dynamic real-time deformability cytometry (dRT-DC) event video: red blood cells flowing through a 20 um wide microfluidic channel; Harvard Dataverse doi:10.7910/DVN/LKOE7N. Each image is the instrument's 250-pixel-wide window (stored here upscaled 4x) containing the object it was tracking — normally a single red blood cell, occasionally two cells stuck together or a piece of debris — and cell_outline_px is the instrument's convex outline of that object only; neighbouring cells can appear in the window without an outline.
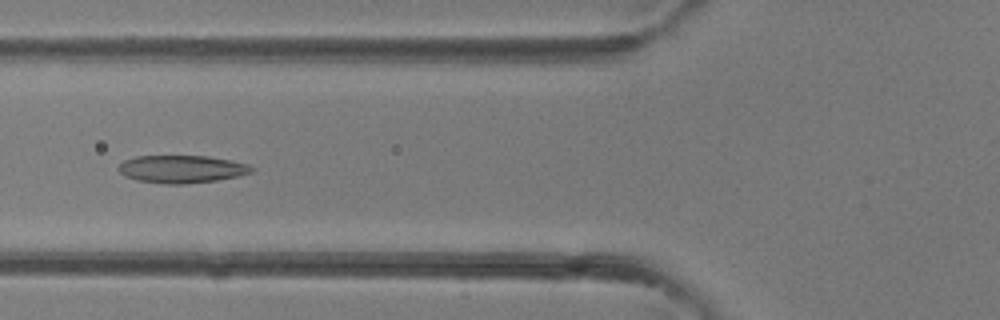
{"species": "common noctule bat (a hibernating species)", "species_latin": "Nyctalus noctula", "temperature_condition": "room temperature", "stored_images_in_passage": 40, "camera_frame_rate_fps": 3000, "um_per_image_px": 0.085, "animal": {"sex": "female"}, "frame": {"image": 1, "passage_image": 15, "time_ms": 4.667, "image_size_px": [1000, 320], "cell_outline_px": [[256, 168], [252, 172], [236, 176], [216, 180], [184, 184], [164, 184], [136, 180], [124, 176], [116, 168], [124, 160], [136, 156], [208, 156], [248, 164]], "centroid_in_image_um": [15.41, 14.37], "position_along_channel_um": 110.4, "area_um2": 21.44}}
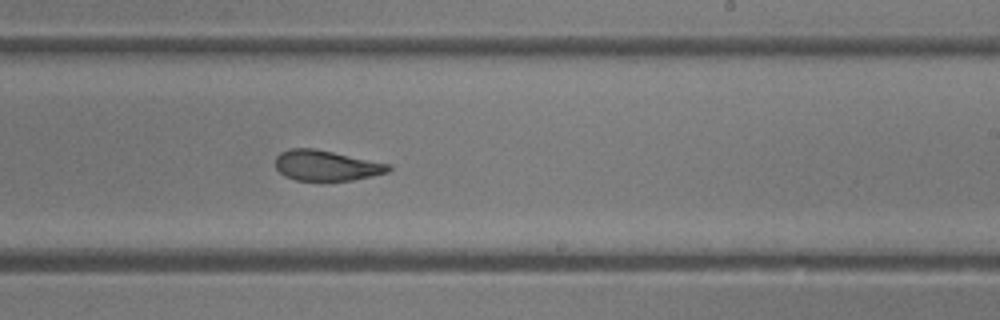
{"frame": {"image": 2, "passage_image": 24, "time_ms": 7.667, "image_size_px": [1000, 320], "cell_outline_px": [[392, 168], [388, 172], [372, 176], [352, 180], [296, 180], [284, 176], [276, 168], [276, 156], [280, 152], [288, 148], [316, 148], [392, 164]], "centroid_in_image_um": [27.75, 14.05], "position_along_channel_um": 261.3, "area_um2": 20.23}}
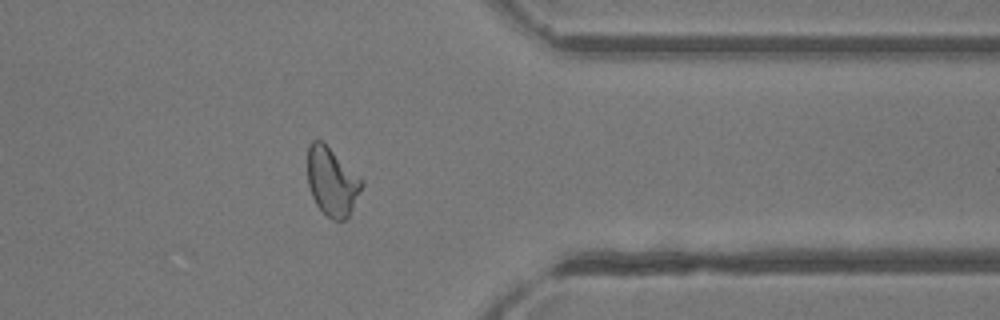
{"frame": {"image": 3, "passage_image": 32, "time_ms": 10.333, "image_size_px": [1000, 320], "cell_outline_px": [[364, 184], [348, 216], [344, 220], [332, 220], [316, 204], [312, 196], [308, 184], [308, 144], [312, 140], [324, 140], [364, 180]], "centroid_in_image_um": [28.22, 15.37], "position_along_channel_um": 383.2, "area_um2": 21.79}}